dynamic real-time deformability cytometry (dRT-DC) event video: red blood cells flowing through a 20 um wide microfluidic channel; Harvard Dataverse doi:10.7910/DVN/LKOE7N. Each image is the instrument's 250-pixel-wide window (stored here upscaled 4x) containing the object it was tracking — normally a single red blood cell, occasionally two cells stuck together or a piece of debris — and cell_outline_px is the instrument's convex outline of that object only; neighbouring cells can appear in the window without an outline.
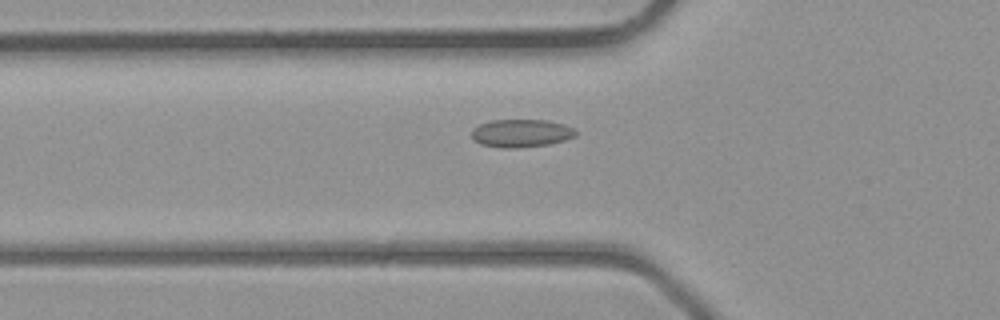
{"species": "common noctule bat (a hibernating species)", "species_latin": "Nyctalus noctula", "temperature_condition": "room temperature", "stored_images_in_passage": 2, "camera_frame_rate_fps": 3000, "um_per_image_px": 0.085, "animal": {"sex": "male", "body_mass_g": 23.1, "forearm_length_mm": 52.7}, "frame": {"image": 1, "passage_image": 2, "time_ms": 1.333, "image_size_px": [1000, 320], "cell_outline_px": [[576, 136], [564, 140], [548, 144], [516, 148], [500, 148], [480, 144], [472, 140], [472, 128], [480, 124], [492, 120], [548, 120], [564, 124], [572, 128], [576, 132]], "centroid_in_image_um": [44.26, 11.32], "position_along_channel_um": 81.5, "area_um2": 16.99}}